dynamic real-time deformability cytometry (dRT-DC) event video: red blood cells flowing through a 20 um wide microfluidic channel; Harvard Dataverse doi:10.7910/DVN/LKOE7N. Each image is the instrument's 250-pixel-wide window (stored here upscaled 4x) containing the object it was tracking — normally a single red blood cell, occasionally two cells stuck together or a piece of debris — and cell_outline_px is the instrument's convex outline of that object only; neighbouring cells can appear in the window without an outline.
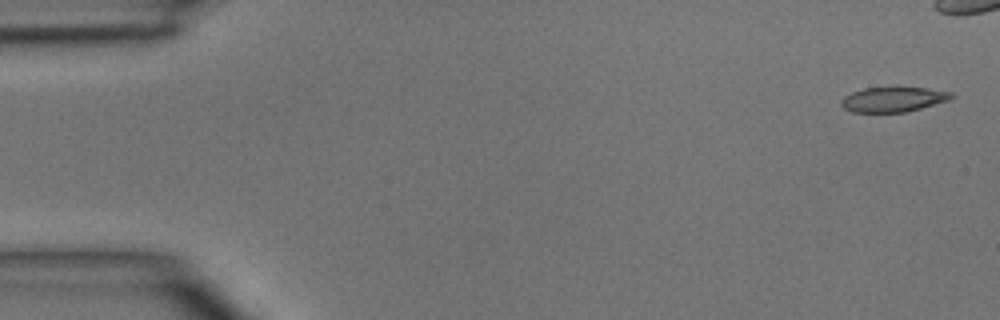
{"species": "common noctule bat (a hibernating species)", "species_latin": "Nyctalus noctula", "temperature_condition": "room temperature", "stored_images_in_passage": 3, "camera_frame_rate_fps": 3000, "um_per_image_px": 0.085, "animal": {"sex": "male", "body_mass_g": 15.6}, "frame": {"image": 1, "passage_image": 1, "time_ms": 0.0, "image_size_px": [1000, 320], "cell_outline_px": [[956, 96], [948, 100], [920, 108], [904, 112], [852, 112], [844, 108], [840, 104], [840, 100], [844, 96], [852, 92], [864, 88], [892, 84], [928, 88], [952, 92]], "centroid_in_image_um": [75.91, 8.39], "position_along_channel_um": 9.1, "area_um2": 16.76}}